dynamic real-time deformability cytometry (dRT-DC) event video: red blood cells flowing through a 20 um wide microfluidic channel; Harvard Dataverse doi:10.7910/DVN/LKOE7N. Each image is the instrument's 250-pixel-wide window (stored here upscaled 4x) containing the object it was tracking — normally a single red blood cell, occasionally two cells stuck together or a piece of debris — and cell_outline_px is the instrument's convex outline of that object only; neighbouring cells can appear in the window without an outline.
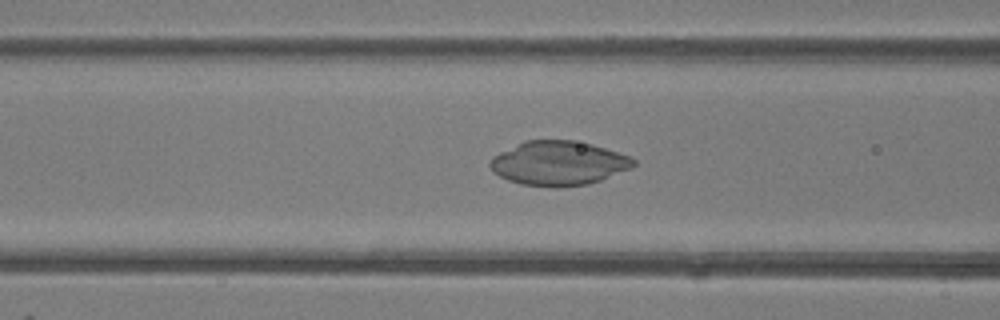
{"species": "common noctule bat (a hibernating species)", "species_latin": "Nyctalus noctula", "temperature_condition": "room temperature", "stored_images_in_passage": 42, "camera_frame_rate_fps": 3000, "um_per_image_px": 0.085, "animal": {"sex": "female"}, "frame": {"image": 1, "passage_image": 13, "time_ms": 4.0, "image_size_px": [1000, 320], "cell_outline_px": [[636, 164], [632, 168], [600, 180], [588, 184], [556, 188], [520, 184], [508, 180], [492, 172], [488, 164], [492, 156], [524, 140], [572, 140], [592, 144], [632, 156], [636, 160]], "centroid_in_image_um": [47.47, 13.88], "position_along_channel_um": 119.1, "area_um2": 37.34}}
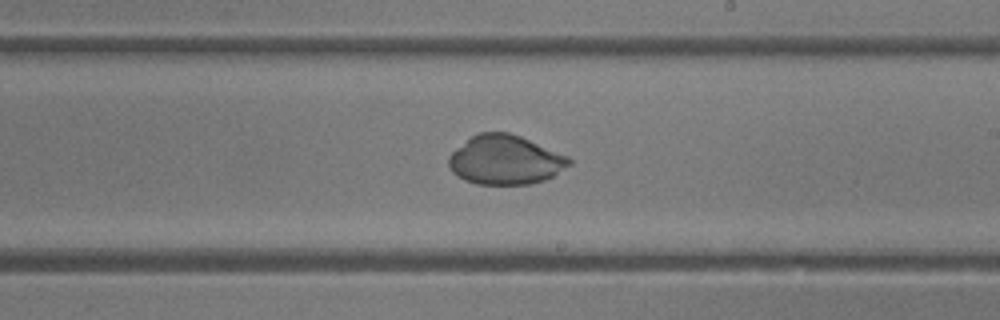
{"frame": {"image": 2, "passage_image": 22, "time_ms": 7.0, "image_size_px": [1000, 320], "cell_outline_px": [[572, 164], [552, 176], [544, 180], [532, 184], [476, 184], [464, 180], [452, 172], [448, 164], [448, 156], [456, 148], [476, 132], [508, 132], [520, 136], [568, 156], [572, 160]], "centroid_in_image_um": [42.93, 13.59], "position_along_channel_um": 246.1, "area_um2": 34.62}}
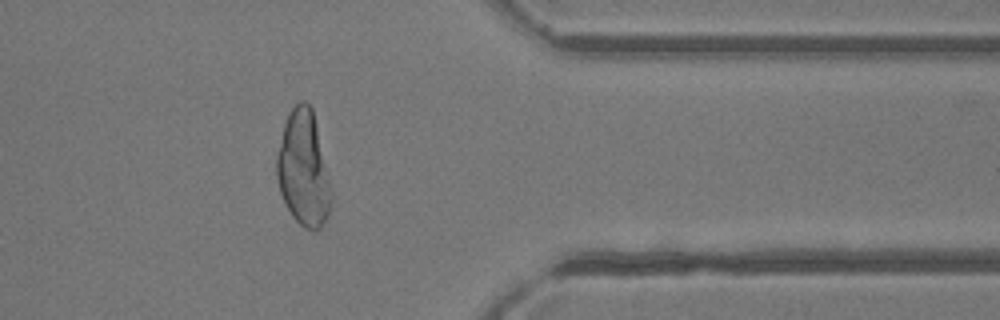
{"frame": {"image": 3, "passage_image": 33, "time_ms": 10.667, "image_size_px": [1000, 320], "cell_outline_px": [[332, 200], [328, 216], [320, 228], [316, 232], [304, 228], [292, 216], [280, 192], [276, 176], [276, 156], [284, 124], [288, 112], [300, 100], [304, 100], [312, 108], [316, 124], [332, 192]], "centroid_in_image_um": [25.79, 14.37], "position_along_channel_um": 385.6, "area_um2": 36.47}}